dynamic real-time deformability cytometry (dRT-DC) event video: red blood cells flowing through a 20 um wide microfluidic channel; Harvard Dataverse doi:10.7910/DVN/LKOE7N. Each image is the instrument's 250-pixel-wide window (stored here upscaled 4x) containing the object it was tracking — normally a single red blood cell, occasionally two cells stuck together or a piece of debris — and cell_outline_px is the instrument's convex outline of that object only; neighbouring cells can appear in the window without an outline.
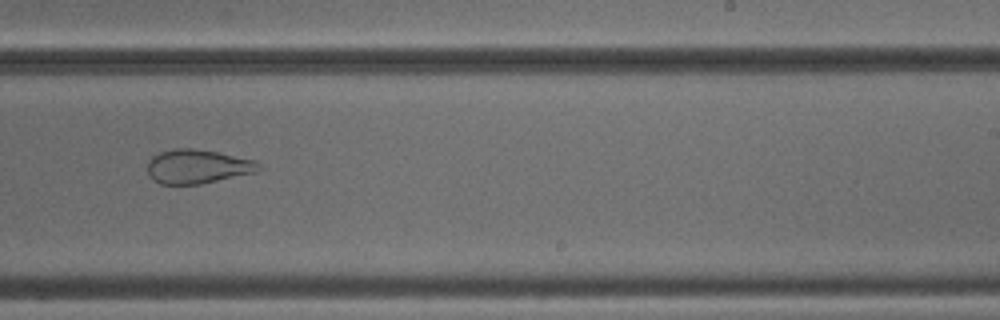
{"species": "common noctule bat (a hibernating species)", "species_latin": "Nyctalus noctula", "temperature_condition": "cold", "stored_images_in_passage": 51, "camera_frame_rate_fps": 3000, "um_per_image_px": 0.085, "animal": {"sex": "male", "body_mass_g": 18.8}, "frame": {"image": 1, "passage_image": 32, "time_ms": 10.333, "image_size_px": [1000, 320], "cell_outline_px": [[264, 168], [256, 172], [200, 184], [160, 184], [148, 176], [148, 160], [152, 156], [160, 152], [176, 148], [192, 148], [216, 152], [256, 160]], "centroid_in_image_um": [16.8, 14.15], "position_along_channel_um": 272.2, "area_um2": 22.14}}
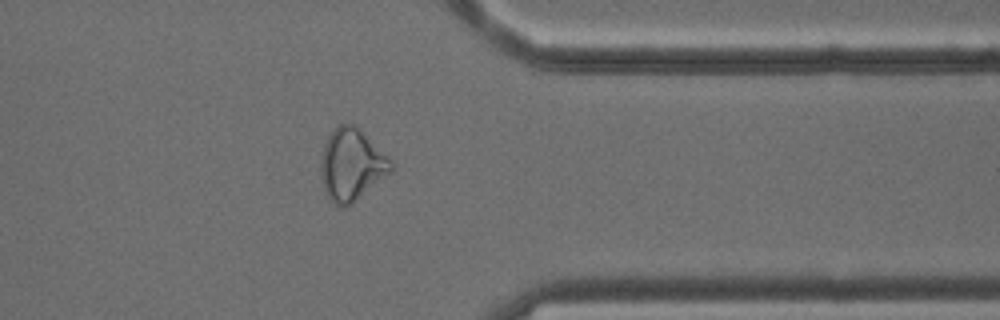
{"frame": {"image": 2, "passage_image": 41, "time_ms": 13.333, "image_size_px": [1000, 320], "cell_outline_px": [[396, 164], [392, 172], [352, 204], [344, 208], [340, 208], [328, 196], [324, 188], [320, 172], [320, 164], [324, 144], [328, 136], [340, 124], [352, 124], [388, 156]], "centroid_in_image_um": [29.9, 14.05], "position_along_channel_um": 381.5, "area_um2": 29.19}}
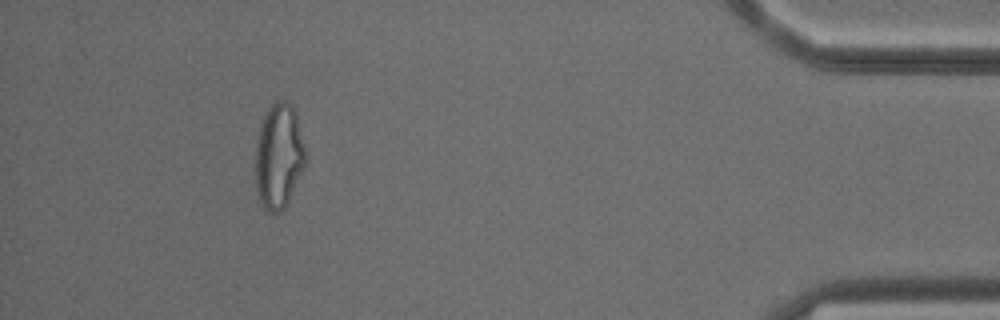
{"frame": {"image": 3, "passage_image": 47, "time_ms": 15.333, "image_size_px": [1000, 320], "cell_outline_px": [[308, 160], [288, 204], [280, 212], [268, 212], [264, 208], [260, 200], [256, 188], [256, 144], [260, 128], [264, 116], [268, 108], [276, 100], [284, 100], [292, 104], [296, 116]], "centroid_in_image_um": [23.72, 13.3], "position_along_channel_um": 411.5, "area_um2": 30.75}}